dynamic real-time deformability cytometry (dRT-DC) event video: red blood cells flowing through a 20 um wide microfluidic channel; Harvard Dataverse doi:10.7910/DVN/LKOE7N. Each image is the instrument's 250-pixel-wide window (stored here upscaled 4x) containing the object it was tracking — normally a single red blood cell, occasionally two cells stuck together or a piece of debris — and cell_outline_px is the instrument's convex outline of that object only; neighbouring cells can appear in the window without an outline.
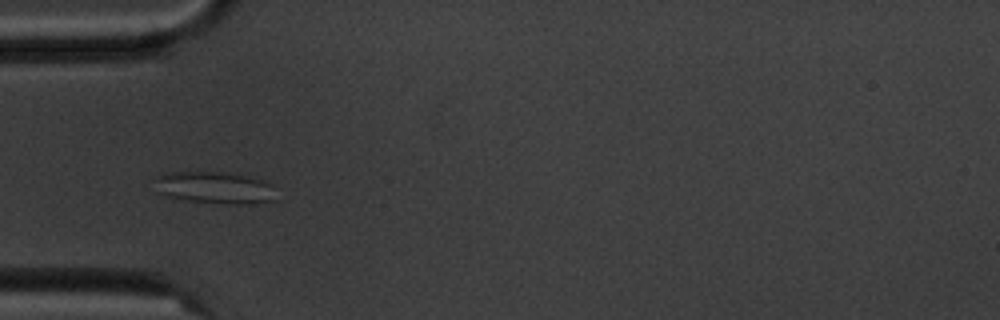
{"species": "common noctule bat (a hibernating species)", "species_latin": "Nyctalus noctula", "temperature_condition": "cold", "stored_images_in_passage": 8, "camera_frame_rate_fps": 3000, "um_per_image_px": 0.085, "animal": {"sex": "male", "body_mass_g": 20.1, "forearm_length_mm": 53.5}, "frame": {"image": 1, "passage_image": 3, "time_ms": 2.0, "image_size_px": [1000, 320], "cell_outline_px": [[276, 200], [256, 204], [228, 204], [188, 200], [168, 196], [156, 192], [156, 176], [172, 172], [224, 172], [248, 176], [264, 180], [268, 184]], "centroid_in_image_um": [18.25, 15.96], "position_along_channel_um": 66.8, "area_um2": 22.43}}
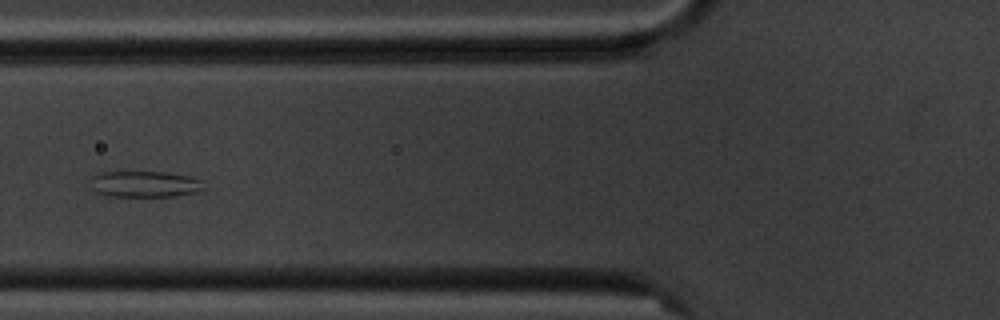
{"frame": {"image": 2, "passage_image": 4, "time_ms": 3.333, "image_size_px": [1000, 320], "cell_outline_px": [[208, 188], [196, 192], [172, 196], [104, 196], [96, 192], [92, 188], [92, 176], [96, 172], [164, 172], [188, 176], [200, 180]], "centroid_in_image_um": [12.29, 15.65], "position_along_channel_um": 113.5, "area_um2": 17.34}}
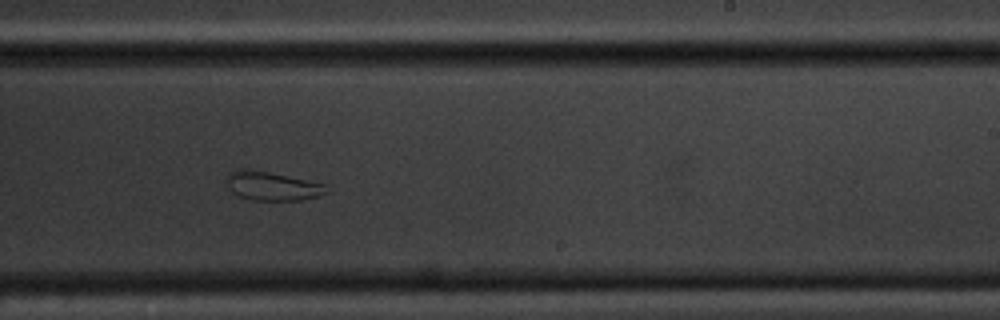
{"frame": {"image": 3, "passage_image": 8, "time_ms": 7.667, "image_size_px": [1000, 320], "cell_outline_px": [[332, 192], [320, 196], [300, 200], [252, 200], [240, 196], [232, 192], [224, 184], [224, 180], [228, 172], [240, 168], [244, 168], [268, 172], [328, 184]], "centroid_in_image_um": [23.16, 15.81], "position_along_channel_um": 265.8, "area_um2": 17.28}}